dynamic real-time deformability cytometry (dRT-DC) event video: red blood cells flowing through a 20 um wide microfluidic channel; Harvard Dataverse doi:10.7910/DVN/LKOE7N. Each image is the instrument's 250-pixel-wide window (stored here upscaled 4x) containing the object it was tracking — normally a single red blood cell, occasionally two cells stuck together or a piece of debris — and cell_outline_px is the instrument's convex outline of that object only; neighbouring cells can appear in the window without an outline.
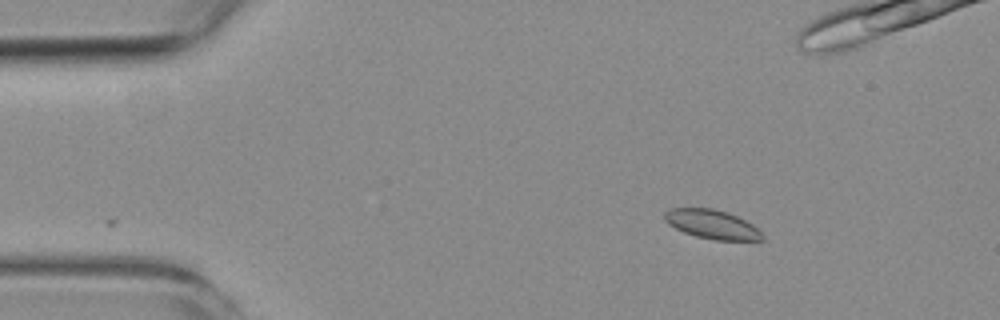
{"species": "common noctule bat (a hibernating species)", "species_latin": "Nyctalus noctula", "temperature_condition": "room temperature", "stored_images_in_passage": 4, "camera_frame_rate_fps": 3000, "um_per_image_px": 0.085, "animal": {"sex": "female", "body_mass_g": 19.3, "forearm_length_mm": 54.1}, "frame": {"image": 1, "passage_image": 2, "time_ms": 1.333, "image_size_px": [1000, 320], "cell_outline_px": [[764, 240], [716, 240], [696, 236], [684, 232], [668, 224], [664, 220], [664, 212], [672, 208], [712, 208], [736, 216], [752, 224], [764, 236]], "centroid_in_image_um": [60.5, 19.07], "position_along_channel_um": 24.5, "area_um2": 16.3}}